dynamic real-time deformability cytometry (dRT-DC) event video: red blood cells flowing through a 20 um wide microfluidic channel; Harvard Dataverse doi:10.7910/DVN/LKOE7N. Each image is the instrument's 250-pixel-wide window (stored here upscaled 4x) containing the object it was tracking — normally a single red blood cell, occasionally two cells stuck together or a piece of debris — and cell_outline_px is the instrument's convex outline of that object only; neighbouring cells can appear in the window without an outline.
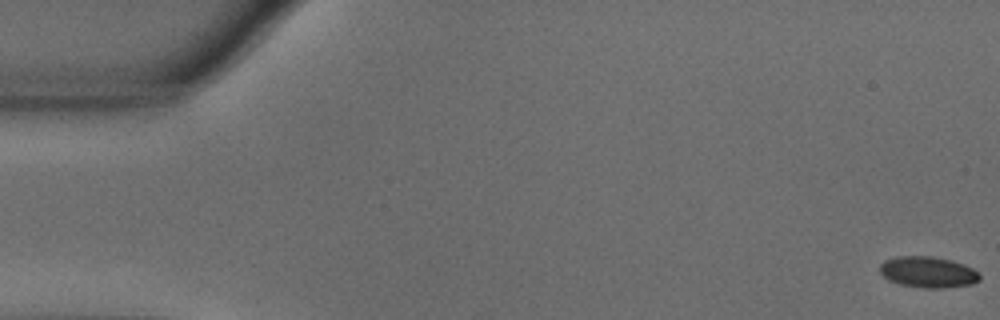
{"species": "common noctule bat (a hibernating species)", "species_latin": "Nyctalus noctula", "temperature_condition": "warm", "stored_images_in_passage": 56, "camera_frame_rate_fps": 3000, "um_per_image_px": 0.085, "animal": {"sex": "male", "body_mass_g": 18.8}, "frame": {"image": 1, "passage_image": 1, "time_ms": 0.0, "image_size_px": [1000, 320], "cell_outline_px": [[980, 280], [972, 284], [944, 288], [924, 288], [900, 284], [888, 280], [880, 272], [880, 264], [884, 260], [896, 256], [932, 256], [952, 260], [964, 264], [980, 272]], "centroid_in_image_um": [78.89, 23.12], "position_along_channel_um": 6.1, "area_um2": 18.26}}
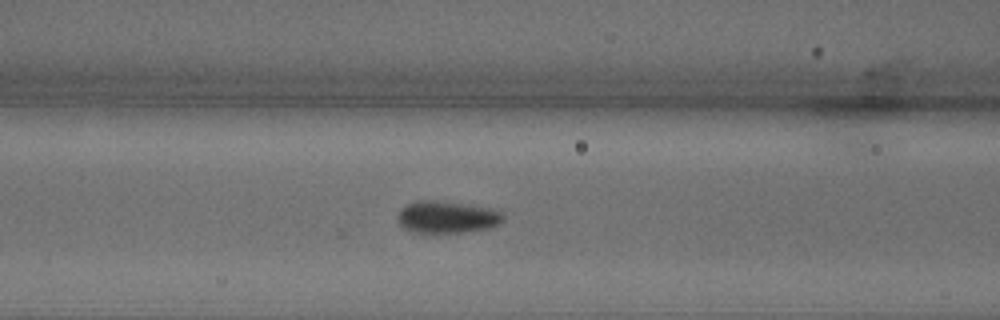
{"frame": {"image": 2, "passage_image": 23, "time_ms": 7.333, "image_size_px": [1000, 320], "cell_outline_px": [[504, 220], [500, 224], [488, 228], [464, 232], [412, 232], [404, 228], [400, 224], [396, 216], [400, 208], [416, 200], [432, 200], [488, 208], [500, 212], [504, 216]], "centroid_in_image_um": [37.95, 18.46], "position_along_channel_um": 128.7, "area_um2": 19.48}}
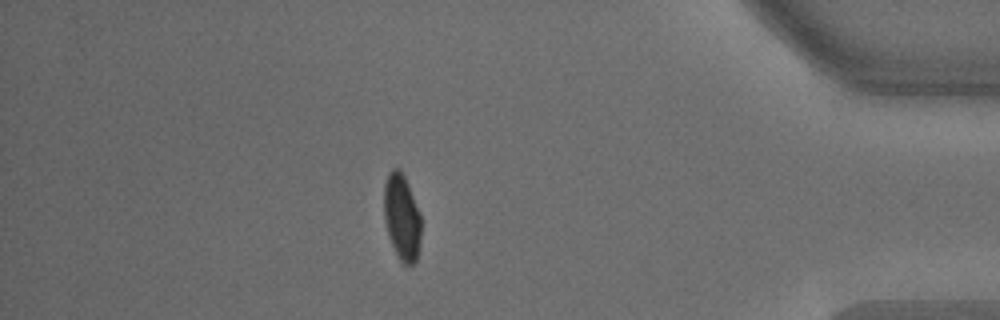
{"frame": {"image": 3, "passage_image": 49, "time_ms": 16.0, "image_size_px": [1000, 320], "cell_outline_px": [[420, 240], [416, 260], [412, 264], [400, 264], [388, 236], [384, 220], [384, 184], [388, 172], [392, 168], [400, 168], [408, 184], [420, 212]], "centroid_in_image_um": [34.13, 18.45], "position_along_channel_um": 401.1, "area_um2": 18.84}, "authors_computed_cell_mechanics": {"area_um2": 18.8717, "velocity_mm_per_s": 3.6122, "shape_relaxation_time_tau1_ms": 3.8837, "shape_relaxation_time_tau2_ms": null, "deformation_change_tau1": 0.12, "deformation_change_tau2": null}}